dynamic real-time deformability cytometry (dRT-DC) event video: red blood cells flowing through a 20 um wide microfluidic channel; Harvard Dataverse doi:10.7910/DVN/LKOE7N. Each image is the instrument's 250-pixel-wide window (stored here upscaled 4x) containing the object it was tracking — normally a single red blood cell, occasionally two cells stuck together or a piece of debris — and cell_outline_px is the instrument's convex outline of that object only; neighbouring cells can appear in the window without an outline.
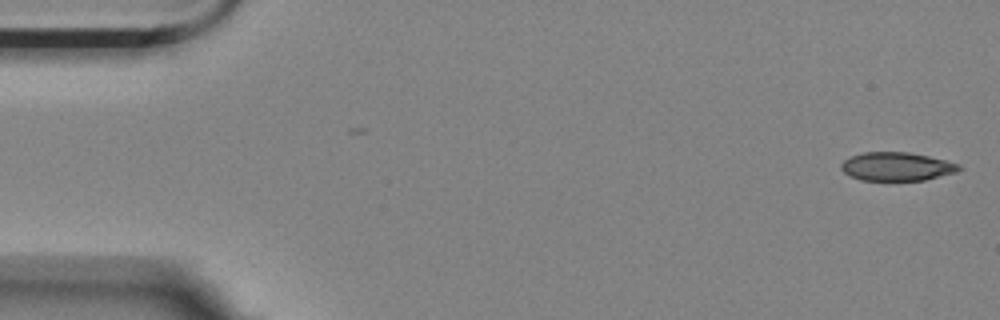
{"species": "Egyptian fruit bat (a non-hibernating species)", "species_latin": "Rousettus aegyptiacus", "temperature_condition": "room temperature", "stored_images_in_passage": 5, "camera_frame_rate_fps": 3000, "um_per_image_px": 0.085, "animal": {"sex": "female"}, "frame": {"image": 1, "passage_image": 1, "time_ms": 0.0, "image_size_px": [1000, 320], "cell_outline_px": [[964, 168], [956, 172], [924, 180], [860, 180], [844, 172], [840, 168], [840, 164], [844, 160], [852, 156], [864, 152], [908, 152], [928, 156], [960, 164]], "centroid_in_image_um": [76.23, 14.15], "position_along_channel_um": 8.8, "area_um2": 19.48}}
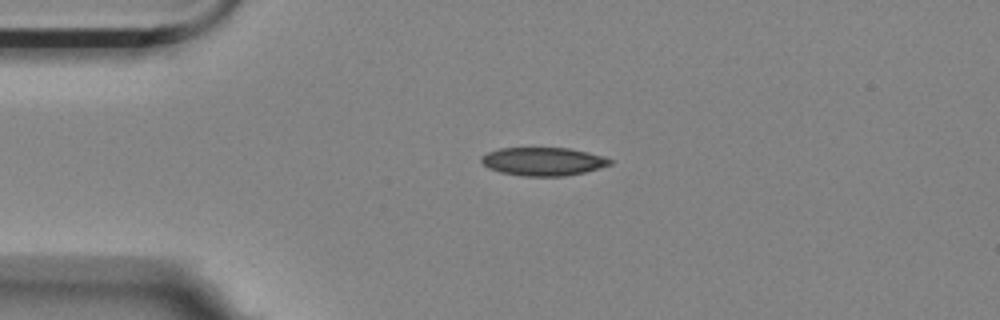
{"frame": {"image": 2, "passage_image": 4, "time_ms": 1.0, "image_size_px": [1000, 320], "cell_outline_px": [[612, 164], [600, 168], [584, 172], [564, 176], [520, 176], [500, 172], [488, 168], [480, 160], [480, 156], [488, 152], [500, 148], [568, 148], [588, 152], [604, 156], [612, 160]], "centroid_in_image_um": [46.16, 13.72], "position_along_channel_um": 38.8, "area_um2": 21.27}}